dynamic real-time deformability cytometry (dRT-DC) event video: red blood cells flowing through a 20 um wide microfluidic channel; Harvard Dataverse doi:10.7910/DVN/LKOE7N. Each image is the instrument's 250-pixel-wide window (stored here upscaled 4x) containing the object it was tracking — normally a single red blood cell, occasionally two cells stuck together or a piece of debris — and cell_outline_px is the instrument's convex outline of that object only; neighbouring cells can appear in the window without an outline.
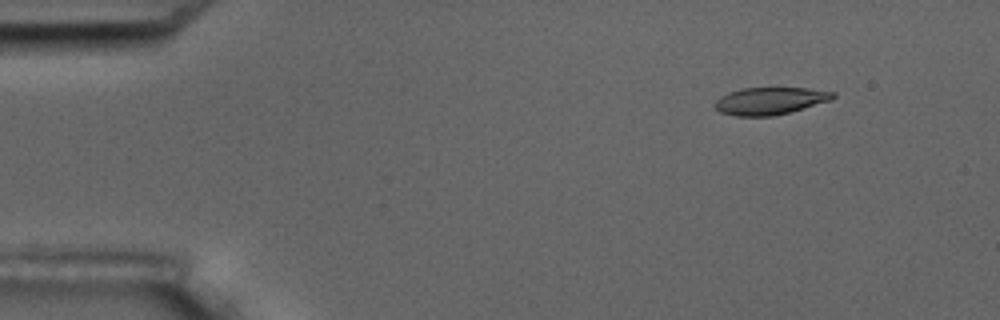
{"species": "common noctule bat (a hibernating species)", "species_latin": "Nyctalus noctula", "temperature_condition": "room temperature", "stored_images_in_passage": 4, "camera_frame_rate_fps": 3000, "um_per_image_px": 0.085, "animal": {"sex": "male", "body_mass_g": 17.5, "forearm_length_mm": 52.3}, "frame": {"image": 1, "passage_image": 2, "time_ms": 1.0, "image_size_px": [1000, 320], "cell_outline_px": [[836, 96], [832, 100], [788, 112], [772, 116], [736, 116], [720, 112], [712, 104], [720, 96], [728, 92], [740, 88], [808, 88], [836, 92]], "centroid_in_image_um": [65.43, 8.57], "position_along_channel_um": 19.6, "area_um2": 18.84}}